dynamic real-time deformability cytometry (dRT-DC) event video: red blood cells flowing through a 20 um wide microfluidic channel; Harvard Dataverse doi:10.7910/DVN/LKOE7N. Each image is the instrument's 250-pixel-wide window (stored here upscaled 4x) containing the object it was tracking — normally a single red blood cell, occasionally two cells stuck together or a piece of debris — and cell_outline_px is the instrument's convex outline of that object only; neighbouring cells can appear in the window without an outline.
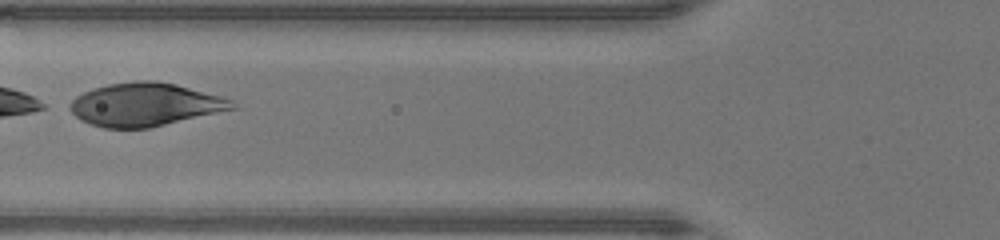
{"species": "human", "species_latin": "Homo sapiens", "temperature_condition": "warm", "stored_images_in_passage": 29, "camera_frame_rate_fps": 3000, "um_per_image_px": 0.085, "donor": {"sex": "male"}, "frame": {"image": 1, "passage_image": 13, "time_ms": 4.0, "image_size_px": [1000, 240], "cell_outline_px": [[240, 108], [148, 128], [104, 128], [80, 120], [64, 104], [76, 96], [92, 88], [108, 84], [136, 80], [156, 80], [176, 84], [220, 96], [232, 100]], "centroid_in_image_um": [12.31, 8.88], "position_along_channel_um": 113.5, "area_um2": 41.21}}
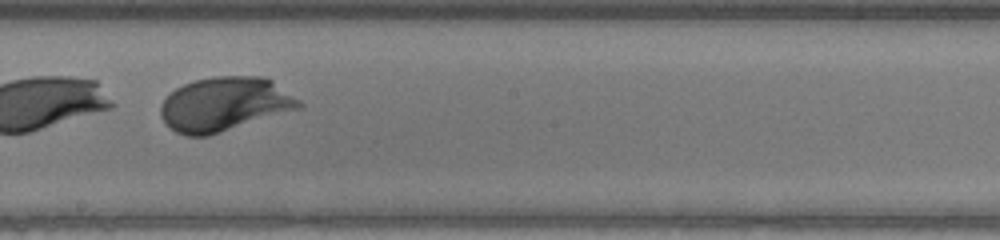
{"frame": {"image": 2, "passage_image": 21, "time_ms": 6.667, "image_size_px": [1000, 240], "cell_outline_px": [[304, 104], [300, 108], [208, 136], [188, 136], [176, 132], [164, 124], [160, 116], [160, 104], [176, 88], [184, 84], [196, 80], [212, 76], [264, 76], [272, 80], [300, 100]], "centroid_in_image_um": [19.07, 8.85], "position_along_channel_um": 229.1, "area_um2": 43.58}}
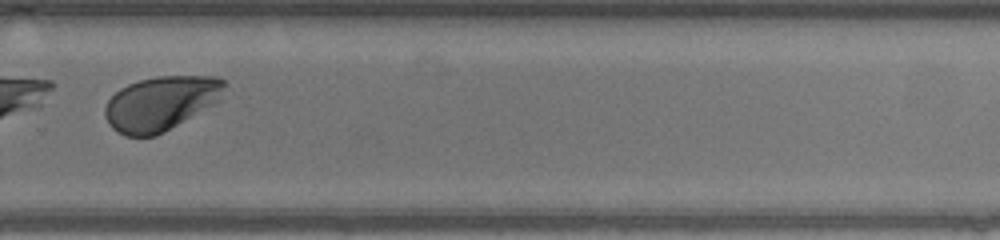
{"frame": {"image": 3, "passage_image": 27, "time_ms": 8.667, "image_size_px": [1000, 240], "cell_outline_px": [[228, 84], [220, 100], [164, 132], [156, 136], [124, 136], [116, 132], [108, 124], [104, 116], [104, 108], [108, 100], [120, 88], [128, 84], [140, 80], [156, 76], [220, 76]], "centroid_in_image_um": [13.67, 8.77], "position_along_channel_um": 316.1, "area_um2": 38.03}}